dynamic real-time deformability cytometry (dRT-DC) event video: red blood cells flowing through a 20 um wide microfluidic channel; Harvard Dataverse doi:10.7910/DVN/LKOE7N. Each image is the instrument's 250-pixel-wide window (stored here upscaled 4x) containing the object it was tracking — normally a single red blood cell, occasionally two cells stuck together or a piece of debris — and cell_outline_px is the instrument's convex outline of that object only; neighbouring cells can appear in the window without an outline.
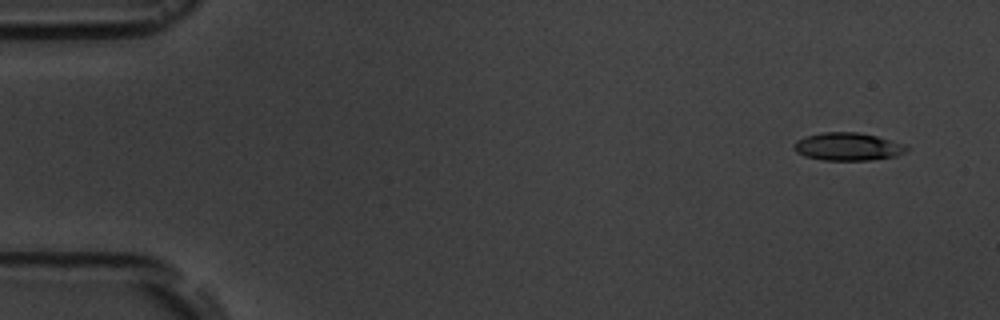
{"species": "common noctule bat (a hibernating species)", "species_latin": "Nyctalus noctula", "temperature_condition": "room temperature", "stored_images_in_passage": 4, "camera_frame_rate_fps": 3000, "um_per_image_px": 0.085, "animal": {"sex": "male", "body_mass_g": 19.5, "forearm_length_mm": 54.6}, "frame": {"image": 1, "passage_image": 1, "time_ms": 0.0, "image_size_px": [1000, 320], "cell_outline_px": [[908, 148], [904, 152], [896, 156], [872, 160], [820, 160], [804, 156], [796, 152], [792, 148], [792, 144], [796, 140], [808, 136], [824, 132], [860, 132], [876, 136], [904, 144]], "centroid_in_image_um": [72.02, 12.47], "position_along_channel_um": 13.0, "area_um2": 18.32}}